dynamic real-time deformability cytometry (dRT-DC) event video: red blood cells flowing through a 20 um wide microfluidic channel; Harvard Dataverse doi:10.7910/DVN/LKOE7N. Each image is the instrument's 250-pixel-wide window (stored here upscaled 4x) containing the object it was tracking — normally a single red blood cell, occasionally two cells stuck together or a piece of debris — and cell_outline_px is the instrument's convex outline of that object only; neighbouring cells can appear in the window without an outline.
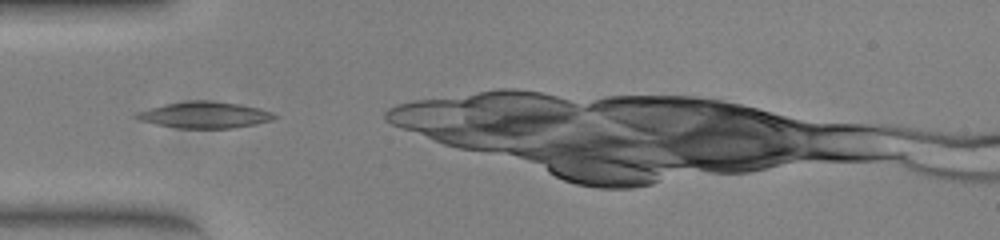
{"species": "common noctule bat (a hibernating species)", "species_latin": "Nyctalus noctula", "temperature_condition": "warm", "stored_images_in_passage": 25, "camera_frame_rate_fps": 3000, "um_per_image_px": 0.085, "animal": {"sex": "female", "body_mass_g": 23.0, "forearm_length_mm": 53.4}, "frame": {"image": 1, "passage_image": 1, "time_ms": 0.0, "image_size_px": [1000, 240], "cell_outline_px": [[280, 116], [272, 120], [256, 124], [232, 128], [180, 128], [156, 124], [140, 120], [132, 116], [136, 112], [148, 108], [164, 104], [188, 100], [204, 100], [240, 104], [260, 108], [272, 112]], "centroid_in_image_um": [17.4, 9.76], "position_along_channel_um": 67.6, "area_um2": 21.33}}
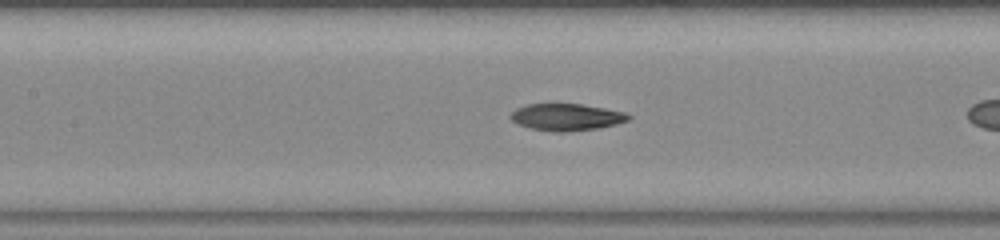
{"frame": {"image": 2, "passage_image": 8, "time_ms": 2.333, "image_size_px": [1000, 240], "cell_outline_px": [[632, 116], [628, 120], [616, 124], [596, 128], [564, 132], [552, 132], [532, 128], [520, 124], [512, 120], [508, 116], [516, 108], [528, 104], [580, 104], [604, 108], [624, 112]], "centroid_in_image_um": [48.14, 9.95], "position_along_channel_um": 159.3, "area_um2": 18.26}}
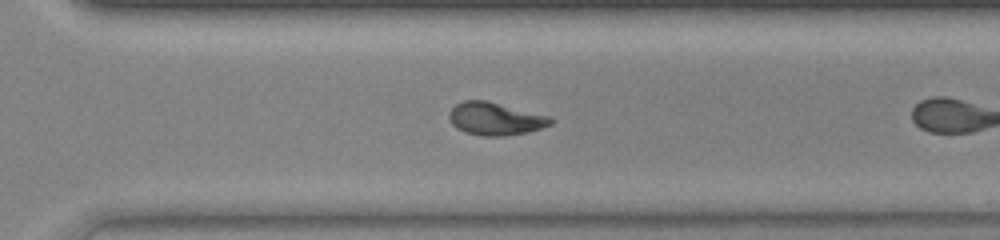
{"frame": {"image": 3, "passage_image": 21, "time_ms": 6.667, "image_size_px": [1000, 240], "cell_outline_px": [[552, 124], [528, 132], [504, 136], [484, 136], [464, 132], [456, 128], [452, 124], [448, 116], [448, 112], [456, 104], [464, 100], [488, 100], [552, 116]], "centroid_in_image_um": [42.1, 10.08], "position_along_channel_um": 328.5, "area_um2": 19.65}}